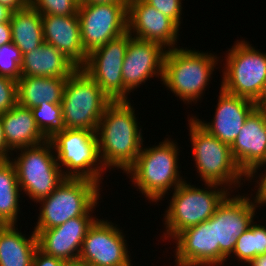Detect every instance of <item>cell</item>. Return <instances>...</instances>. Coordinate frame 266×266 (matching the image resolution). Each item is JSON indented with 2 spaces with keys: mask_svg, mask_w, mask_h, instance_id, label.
Here are the masks:
<instances>
[{
  "mask_svg": "<svg viewBox=\"0 0 266 266\" xmlns=\"http://www.w3.org/2000/svg\"><path fill=\"white\" fill-rule=\"evenodd\" d=\"M129 101H112L98 123L99 156L105 169L113 166L126 172L135 163L143 146L142 129L139 130Z\"/></svg>",
  "mask_w": 266,
  "mask_h": 266,
  "instance_id": "cell-1",
  "label": "cell"
},
{
  "mask_svg": "<svg viewBox=\"0 0 266 266\" xmlns=\"http://www.w3.org/2000/svg\"><path fill=\"white\" fill-rule=\"evenodd\" d=\"M160 143L142 147L135 163L126 171L131 174L135 186L152 202L162 200L172 186L175 190L184 182L179 178L177 145L168 138Z\"/></svg>",
  "mask_w": 266,
  "mask_h": 266,
  "instance_id": "cell-2",
  "label": "cell"
},
{
  "mask_svg": "<svg viewBox=\"0 0 266 266\" xmlns=\"http://www.w3.org/2000/svg\"><path fill=\"white\" fill-rule=\"evenodd\" d=\"M100 184L86 178H66L49 196L40 199L34 229H51L69 219L90 215L98 204Z\"/></svg>",
  "mask_w": 266,
  "mask_h": 266,
  "instance_id": "cell-3",
  "label": "cell"
},
{
  "mask_svg": "<svg viewBox=\"0 0 266 266\" xmlns=\"http://www.w3.org/2000/svg\"><path fill=\"white\" fill-rule=\"evenodd\" d=\"M211 53L184 48L168 49L164 59L162 81L177 97L187 103L199 99L218 60ZM200 96V97H199Z\"/></svg>",
  "mask_w": 266,
  "mask_h": 266,
  "instance_id": "cell-4",
  "label": "cell"
},
{
  "mask_svg": "<svg viewBox=\"0 0 266 266\" xmlns=\"http://www.w3.org/2000/svg\"><path fill=\"white\" fill-rule=\"evenodd\" d=\"M111 102L99 85L77 68L67 78L61 101L64 128L96 132L98 123Z\"/></svg>",
  "mask_w": 266,
  "mask_h": 266,
  "instance_id": "cell-5",
  "label": "cell"
},
{
  "mask_svg": "<svg viewBox=\"0 0 266 266\" xmlns=\"http://www.w3.org/2000/svg\"><path fill=\"white\" fill-rule=\"evenodd\" d=\"M204 190L187 184H180L173 193L169 208L166 210L165 238H175L181 231L196 226L212 217L217 207L229 195V188L218 189L219 184L205 183ZM213 189V191L211 190ZM229 193V194H228ZM168 235V236H167ZM167 236V237H166Z\"/></svg>",
  "mask_w": 266,
  "mask_h": 266,
  "instance_id": "cell-6",
  "label": "cell"
},
{
  "mask_svg": "<svg viewBox=\"0 0 266 266\" xmlns=\"http://www.w3.org/2000/svg\"><path fill=\"white\" fill-rule=\"evenodd\" d=\"M49 141L57 153L55 155L59 167H67L68 171H63L66 178H86L98 184L103 179L101 175L104 166L99 159L96 132L64 128L56 132Z\"/></svg>",
  "mask_w": 266,
  "mask_h": 266,
  "instance_id": "cell-7",
  "label": "cell"
},
{
  "mask_svg": "<svg viewBox=\"0 0 266 266\" xmlns=\"http://www.w3.org/2000/svg\"><path fill=\"white\" fill-rule=\"evenodd\" d=\"M189 122L192 151L202 180L219 184L221 188L222 185H239L242 176H246L235 163L230 145L210 134L195 118Z\"/></svg>",
  "mask_w": 266,
  "mask_h": 266,
  "instance_id": "cell-8",
  "label": "cell"
},
{
  "mask_svg": "<svg viewBox=\"0 0 266 266\" xmlns=\"http://www.w3.org/2000/svg\"><path fill=\"white\" fill-rule=\"evenodd\" d=\"M20 150L17 159L11 161L16 169L18 184L30 199L38 202L49 196L66 177L53 155V145L49 140Z\"/></svg>",
  "mask_w": 266,
  "mask_h": 266,
  "instance_id": "cell-9",
  "label": "cell"
},
{
  "mask_svg": "<svg viewBox=\"0 0 266 266\" xmlns=\"http://www.w3.org/2000/svg\"><path fill=\"white\" fill-rule=\"evenodd\" d=\"M221 87L225 92L256 101L266 81V53L238 41L227 53Z\"/></svg>",
  "mask_w": 266,
  "mask_h": 266,
  "instance_id": "cell-10",
  "label": "cell"
},
{
  "mask_svg": "<svg viewBox=\"0 0 266 266\" xmlns=\"http://www.w3.org/2000/svg\"><path fill=\"white\" fill-rule=\"evenodd\" d=\"M132 36L126 32L92 50L80 68L112 100H127L129 91L123 85L122 66L128 42Z\"/></svg>",
  "mask_w": 266,
  "mask_h": 266,
  "instance_id": "cell-11",
  "label": "cell"
},
{
  "mask_svg": "<svg viewBox=\"0 0 266 266\" xmlns=\"http://www.w3.org/2000/svg\"><path fill=\"white\" fill-rule=\"evenodd\" d=\"M77 15L88 54L128 32V4H80Z\"/></svg>",
  "mask_w": 266,
  "mask_h": 266,
  "instance_id": "cell-12",
  "label": "cell"
},
{
  "mask_svg": "<svg viewBox=\"0 0 266 266\" xmlns=\"http://www.w3.org/2000/svg\"><path fill=\"white\" fill-rule=\"evenodd\" d=\"M256 203V204H254ZM249 197H226L214 213L215 245H219V265L224 264L232 254L238 237L254 221L257 206Z\"/></svg>",
  "mask_w": 266,
  "mask_h": 266,
  "instance_id": "cell-13",
  "label": "cell"
},
{
  "mask_svg": "<svg viewBox=\"0 0 266 266\" xmlns=\"http://www.w3.org/2000/svg\"><path fill=\"white\" fill-rule=\"evenodd\" d=\"M116 227L97 218L87 230L79 258L91 266H130L125 237Z\"/></svg>",
  "mask_w": 266,
  "mask_h": 266,
  "instance_id": "cell-14",
  "label": "cell"
},
{
  "mask_svg": "<svg viewBox=\"0 0 266 266\" xmlns=\"http://www.w3.org/2000/svg\"><path fill=\"white\" fill-rule=\"evenodd\" d=\"M231 154L247 179L266 164V111L255 108L246 118Z\"/></svg>",
  "mask_w": 266,
  "mask_h": 266,
  "instance_id": "cell-15",
  "label": "cell"
},
{
  "mask_svg": "<svg viewBox=\"0 0 266 266\" xmlns=\"http://www.w3.org/2000/svg\"><path fill=\"white\" fill-rule=\"evenodd\" d=\"M133 30V31H132ZM179 26L169 17L144 0L128 3V33L144 41H153L173 49L177 42ZM133 33V34H132Z\"/></svg>",
  "mask_w": 266,
  "mask_h": 266,
  "instance_id": "cell-16",
  "label": "cell"
},
{
  "mask_svg": "<svg viewBox=\"0 0 266 266\" xmlns=\"http://www.w3.org/2000/svg\"><path fill=\"white\" fill-rule=\"evenodd\" d=\"M165 49L153 41L130 39L122 66L123 85L129 92L153 75H160L162 81Z\"/></svg>",
  "mask_w": 266,
  "mask_h": 266,
  "instance_id": "cell-17",
  "label": "cell"
},
{
  "mask_svg": "<svg viewBox=\"0 0 266 266\" xmlns=\"http://www.w3.org/2000/svg\"><path fill=\"white\" fill-rule=\"evenodd\" d=\"M176 239L177 266H218L219 245H215L214 215L181 231Z\"/></svg>",
  "mask_w": 266,
  "mask_h": 266,
  "instance_id": "cell-18",
  "label": "cell"
},
{
  "mask_svg": "<svg viewBox=\"0 0 266 266\" xmlns=\"http://www.w3.org/2000/svg\"><path fill=\"white\" fill-rule=\"evenodd\" d=\"M95 220L91 215H83L51 229H34L38 248L62 260L79 258L87 230Z\"/></svg>",
  "mask_w": 266,
  "mask_h": 266,
  "instance_id": "cell-19",
  "label": "cell"
},
{
  "mask_svg": "<svg viewBox=\"0 0 266 266\" xmlns=\"http://www.w3.org/2000/svg\"><path fill=\"white\" fill-rule=\"evenodd\" d=\"M256 108L255 102L225 92L222 88L212 123H204L194 117L199 124L221 142L232 145L240 133L249 114Z\"/></svg>",
  "mask_w": 266,
  "mask_h": 266,
  "instance_id": "cell-20",
  "label": "cell"
},
{
  "mask_svg": "<svg viewBox=\"0 0 266 266\" xmlns=\"http://www.w3.org/2000/svg\"><path fill=\"white\" fill-rule=\"evenodd\" d=\"M41 17L44 42L57 48L77 68H81L88 53L82 45L78 15Z\"/></svg>",
  "mask_w": 266,
  "mask_h": 266,
  "instance_id": "cell-21",
  "label": "cell"
},
{
  "mask_svg": "<svg viewBox=\"0 0 266 266\" xmlns=\"http://www.w3.org/2000/svg\"><path fill=\"white\" fill-rule=\"evenodd\" d=\"M76 69L57 48L44 42L23 55L21 77L68 78Z\"/></svg>",
  "mask_w": 266,
  "mask_h": 266,
  "instance_id": "cell-22",
  "label": "cell"
},
{
  "mask_svg": "<svg viewBox=\"0 0 266 266\" xmlns=\"http://www.w3.org/2000/svg\"><path fill=\"white\" fill-rule=\"evenodd\" d=\"M0 115L7 147L11 151L37 146L48 140L37 127L31 109L16 104Z\"/></svg>",
  "mask_w": 266,
  "mask_h": 266,
  "instance_id": "cell-23",
  "label": "cell"
},
{
  "mask_svg": "<svg viewBox=\"0 0 266 266\" xmlns=\"http://www.w3.org/2000/svg\"><path fill=\"white\" fill-rule=\"evenodd\" d=\"M67 78L20 77L17 81V104L34 108L42 103L61 104Z\"/></svg>",
  "mask_w": 266,
  "mask_h": 266,
  "instance_id": "cell-24",
  "label": "cell"
},
{
  "mask_svg": "<svg viewBox=\"0 0 266 266\" xmlns=\"http://www.w3.org/2000/svg\"><path fill=\"white\" fill-rule=\"evenodd\" d=\"M15 225H0V266H32L38 248L37 234L28 239Z\"/></svg>",
  "mask_w": 266,
  "mask_h": 266,
  "instance_id": "cell-25",
  "label": "cell"
},
{
  "mask_svg": "<svg viewBox=\"0 0 266 266\" xmlns=\"http://www.w3.org/2000/svg\"><path fill=\"white\" fill-rule=\"evenodd\" d=\"M10 26L12 42L22 55L44 43L41 14L30 4L12 13Z\"/></svg>",
  "mask_w": 266,
  "mask_h": 266,
  "instance_id": "cell-26",
  "label": "cell"
},
{
  "mask_svg": "<svg viewBox=\"0 0 266 266\" xmlns=\"http://www.w3.org/2000/svg\"><path fill=\"white\" fill-rule=\"evenodd\" d=\"M20 189L11 159L0 160V225H16Z\"/></svg>",
  "mask_w": 266,
  "mask_h": 266,
  "instance_id": "cell-27",
  "label": "cell"
},
{
  "mask_svg": "<svg viewBox=\"0 0 266 266\" xmlns=\"http://www.w3.org/2000/svg\"><path fill=\"white\" fill-rule=\"evenodd\" d=\"M266 253V227L254 225L252 222L249 228L238 237L235 248L232 252L237 259L249 263L260 254Z\"/></svg>",
  "mask_w": 266,
  "mask_h": 266,
  "instance_id": "cell-28",
  "label": "cell"
},
{
  "mask_svg": "<svg viewBox=\"0 0 266 266\" xmlns=\"http://www.w3.org/2000/svg\"><path fill=\"white\" fill-rule=\"evenodd\" d=\"M31 111L37 127L48 140L64 129L61 104L44 102Z\"/></svg>",
  "mask_w": 266,
  "mask_h": 266,
  "instance_id": "cell-29",
  "label": "cell"
},
{
  "mask_svg": "<svg viewBox=\"0 0 266 266\" xmlns=\"http://www.w3.org/2000/svg\"><path fill=\"white\" fill-rule=\"evenodd\" d=\"M22 53L13 43L0 46V76L18 81L21 77Z\"/></svg>",
  "mask_w": 266,
  "mask_h": 266,
  "instance_id": "cell-30",
  "label": "cell"
},
{
  "mask_svg": "<svg viewBox=\"0 0 266 266\" xmlns=\"http://www.w3.org/2000/svg\"><path fill=\"white\" fill-rule=\"evenodd\" d=\"M29 4L41 15H77L79 5L76 0H29Z\"/></svg>",
  "mask_w": 266,
  "mask_h": 266,
  "instance_id": "cell-31",
  "label": "cell"
},
{
  "mask_svg": "<svg viewBox=\"0 0 266 266\" xmlns=\"http://www.w3.org/2000/svg\"><path fill=\"white\" fill-rule=\"evenodd\" d=\"M17 104V81L0 76V114L9 111Z\"/></svg>",
  "mask_w": 266,
  "mask_h": 266,
  "instance_id": "cell-32",
  "label": "cell"
},
{
  "mask_svg": "<svg viewBox=\"0 0 266 266\" xmlns=\"http://www.w3.org/2000/svg\"><path fill=\"white\" fill-rule=\"evenodd\" d=\"M158 11L172 19L178 26L181 24L182 0H144Z\"/></svg>",
  "mask_w": 266,
  "mask_h": 266,
  "instance_id": "cell-33",
  "label": "cell"
},
{
  "mask_svg": "<svg viewBox=\"0 0 266 266\" xmlns=\"http://www.w3.org/2000/svg\"><path fill=\"white\" fill-rule=\"evenodd\" d=\"M64 260L45 254L37 248L33 257L32 266H63Z\"/></svg>",
  "mask_w": 266,
  "mask_h": 266,
  "instance_id": "cell-34",
  "label": "cell"
},
{
  "mask_svg": "<svg viewBox=\"0 0 266 266\" xmlns=\"http://www.w3.org/2000/svg\"><path fill=\"white\" fill-rule=\"evenodd\" d=\"M261 182H258V185L259 186H256V187H259L258 190H257V193H256V197H254L256 199V202L257 204H265L266 205V172L265 174L261 175V177L259 178Z\"/></svg>",
  "mask_w": 266,
  "mask_h": 266,
  "instance_id": "cell-35",
  "label": "cell"
},
{
  "mask_svg": "<svg viewBox=\"0 0 266 266\" xmlns=\"http://www.w3.org/2000/svg\"><path fill=\"white\" fill-rule=\"evenodd\" d=\"M12 42L10 21L0 24V46Z\"/></svg>",
  "mask_w": 266,
  "mask_h": 266,
  "instance_id": "cell-36",
  "label": "cell"
},
{
  "mask_svg": "<svg viewBox=\"0 0 266 266\" xmlns=\"http://www.w3.org/2000/svg\"><path fill=\"white\" fill-rule=\"evenodd\" d=\"M8 152H11L10 149L7 147V143L4 136V129H3V123L1 120L0 115V160H9V154Z\"/></svg>",
  "mask_w": 266,
  "mask_h": 266,
  "instance_id": "cell-37",
  "label": "cell"
},
{
  "mask_svg": "<svg viewBox=\"0 0 266 266\" xmlns=\"http://www.w3.org/2000/svg\"><path fill=\"white\" fill-rule=\"evenodd\" d=\"M0 4L15 12L26 7L29 4V0H0Z\"/></svg>",
  "mask_w": 266,
  "mask_h": 266,
  "instance_id": "cell-38",
  "label": "cell"
},
{
  "mask_svg": "<svg viewBox=\"0 0 266 266\" xmlns=\"http://www.w3.org/2000/svg\"><path fill=\"white\" fill-rule=\"evenodd\" d=\"M255 106L257 109L266 111V81L260 96L255 101Z\"/></svg>",
  "mask_w": 266,
  "mask_h": 266,
  "instance_id": "cell-39",
  "label": "cell"
},
{
  "mask_svg": "<svg viewBox=\"0 0 266 266\" xmlns=\"http://www.w3.org/2000/svg\"><path fill=\"white\" fill-rule=\"evenodd\" d=\"M13 11L8 7L0 4V24L11 20Z\"/></svg>",
  "mask_w": 266,
  "mask_h": 266,
  "instance_id": "cell-40",
  "label": "cell"
},
{
  "mask_svg": "<svg viewBox=\"0 0 266 266\" xmlns=\"http://www.w3.org/2000/svg\"><path fill=\"white\" fill-rule=\"evenodd\" d=\"M130 0H85L81 4H108V3H116V4H128Z\"/></svg>",
  "mask_w": 266,
  "mask_h": 266,
  "instance_id": "cell-41",
  "label": "cell"
},
{
  "mask_svg": "<svg viewBox=\"0 0 266 266\" xmlns=\"http://www.w3.org/2000/svg\"><path fill=\"white\" fill-rule=\"evenodd\" d=\"M249 266H266V253L260 254L254 259H252L249 263Z\"/></svg>",
  "mask_w": 266,
  "mask_h": 266,
  "instance_id": "cell-42",
  "label": "cell"
},
{
  "mask_svg": "<svg viewBox=\"0 0 266 266\" xmlns=\"http://www.w3.org/2000/svg\"><path fill=\"white\" fill-rule=\"evenodd\" d=\"M63 266H91V265L85 260L76 258L72 260H64Z\"/></svg>",
  "mask_w": 266,
  "mask_h": 266,
  "instance_id": "cell-43",
  "label": "cell"
},
{
  "mask_svg": "<svg viewBox=\"0 0 266 266\" xmlns=\"http://www.w3.org/2000/svg\"><path fill=\"white\" fill-rule=\"evenodd\" d=\"M78 3H83L85 0H76Z\"/></svg>",
  "mask_w": 266,
  "mask_h": 266,
  "instance_id": "cell-44",
  "label": "cell"
}]
</instances>
